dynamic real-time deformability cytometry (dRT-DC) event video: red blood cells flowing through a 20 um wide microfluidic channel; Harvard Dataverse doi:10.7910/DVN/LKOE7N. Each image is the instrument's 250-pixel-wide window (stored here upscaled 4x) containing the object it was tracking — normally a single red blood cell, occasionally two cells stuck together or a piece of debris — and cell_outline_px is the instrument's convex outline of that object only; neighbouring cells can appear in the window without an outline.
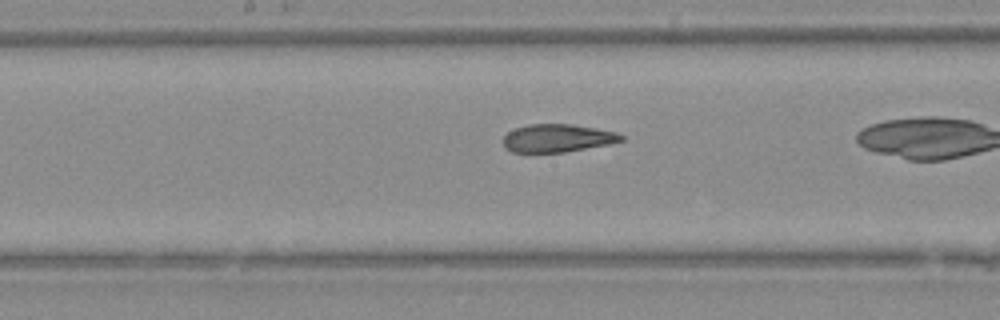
{"species": "Egyptian fruit bat (a non-hibernating species)", "species_latin": "Rousettus aegyptiacus", "temperature_condition": "warm", "stored_images_in_passage": 26, "camera_frame_rate_fps": 3000, "um_per_image_px": 0.085, "animal": {"sex": "female"}, "frame": {"image": 1, "passage_image": 15, "time_ms": 4.667, "image_size_px": [1000, 320], "cell_outline_px": [[624, 140], [608, 144], [564, 152], [512, 152], [504, 148], [504, 136], [508, 132], [516, 128], [528, 124], [572, 124], [616, 132], [624, 136]], "centroid_in_image_um": [47.37, 11.74], "position_along_channel_um": 200.8, "area_um2": 19.07}}